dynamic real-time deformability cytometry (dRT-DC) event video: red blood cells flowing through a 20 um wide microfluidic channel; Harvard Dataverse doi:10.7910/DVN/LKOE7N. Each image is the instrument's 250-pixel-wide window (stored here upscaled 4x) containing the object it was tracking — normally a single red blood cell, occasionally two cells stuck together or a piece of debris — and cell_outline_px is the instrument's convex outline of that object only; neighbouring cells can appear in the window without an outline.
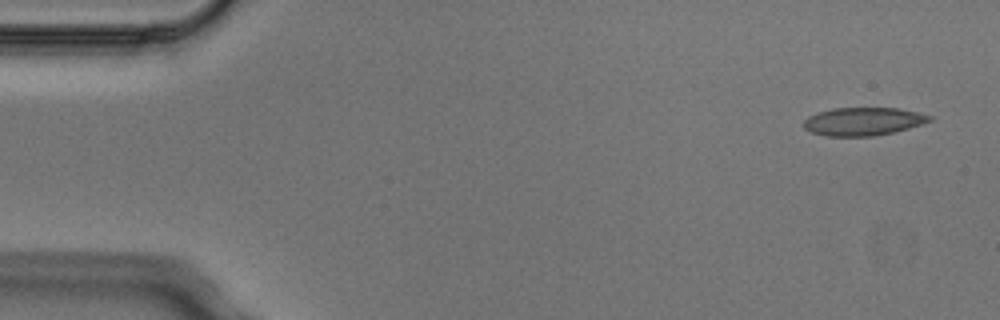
{"species": "Egyptian fruit bat (a non-hibernating species)", "species_latin": "Rousettus aegyptiacus", "temperature_condition": "cold", "stored_images_in_passage": 4, "camera_frame_rate_fps": 3000, "um_per_image_px": 0.085, "animal": {"sex": "male"}, "frame": {"image": 1, "passage_image": 1, "time_ms": 0.0, "image_size_px": [1000, 320], "cell_outline_px": [[932, 120], [908, 128], [892, 132], [872, 136], [824, 136], [812, 132], [804, 128], [804, 120], [808, 116], [816, 112], [832, 108], [900, 108], [932, 116]], "centroid_in_image_um": [73.33, 10.31], "position_along_channel_um": 11.7, "area_um2": 20.52}}
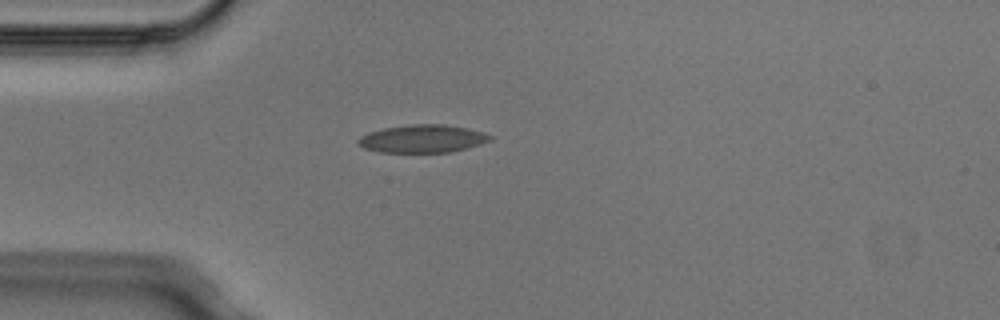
{"frame": {"image": 2, "passage_image": 4, "time_ms": 1.0, "image_size_px": [1000, 320], "cell_outline_px": [[492, 140], [480, 144], [452, 152], [380, 152], [364, 148], [356, 144], [356, 140], [360, 136], [368, 132], [384, 128], [408, 124], [444, 124], [468, 128], [484, 132], [492, 136]], "centroid_in_image_um": [35.9, 11.78], "position_along_channel_um": 49.1, "area_um2": 21.62}}